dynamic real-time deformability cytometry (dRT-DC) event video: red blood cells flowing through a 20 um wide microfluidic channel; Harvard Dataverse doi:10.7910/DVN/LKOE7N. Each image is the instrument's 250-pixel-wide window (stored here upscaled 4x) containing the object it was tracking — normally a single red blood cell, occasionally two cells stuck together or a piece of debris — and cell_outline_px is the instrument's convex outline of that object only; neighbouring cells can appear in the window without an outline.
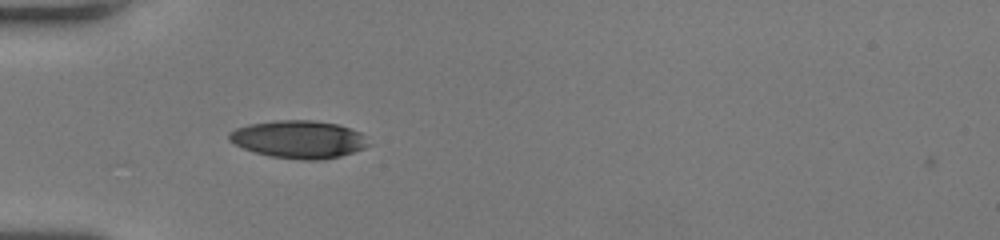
{"species": "human", "species_latin": "Homo sapiens", "temperature_condition": "room temperature", "stored_images_in_passage": 36, "camera_frame_rate_fps": 3000, "um_per_image_px": 0.085, "donor": {"sex": "female"}, "frame": {"image": 1, "passage_image": 1, "time_ms": 0.0, "image_size_px": [1000, 240], "cell_outline_px": [[372, 144], [364, 148], [340, 156], [320, 160], [300, 160], [268, 156], [244, 148], [228, 140], [228, 132], [236, 128], [248, 124], [276, 120], [312, 120], [336, 124], [360, 132]], "centroid_in_image_um": [25.38, 11.84], "position_along_channel_um": 59.6, "area_um2": 30.63}}
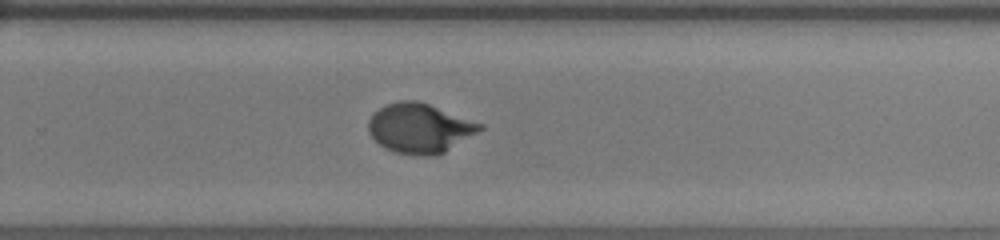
{"frame": {"image": 2, "passage_image": 19, "time_ms": 6.0, "image_size_px": [1000, 240], "cell_outline_px": [[484, 128], [444, 152], [436, 156], [420, 156], [396, 152], [384, 148], [368, 132], [368, 120], [372, 112], [388, 104], [400, 100], [416, 100], [428, 104], [484, 124]], "centroid_in_image_um": [35.65, 10.9], "position_along_channel_um": 294.1, "area_um2": 32.08}}
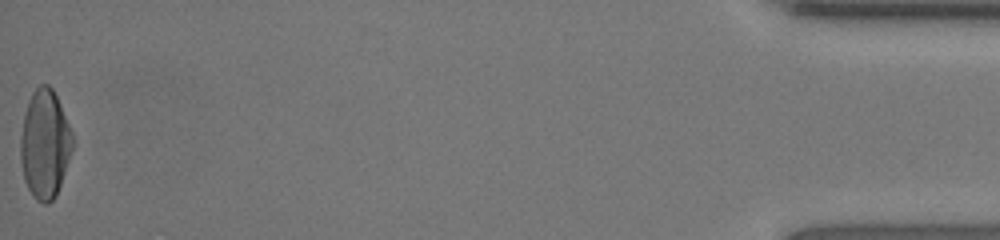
{"frame": {"image": 3, "passage_image": 36, "time_ms": 11.667, "image_size_px": [1000, 240], "cell_outline_px": [[72, 148], [56, 196], [48, 204], [44, 204], [36, 200], [32, 196], [24, 180], [20, 160], [20, 136], [24, 112], [28, 100], [32, 92], [40, 84], [48, 84], [52, 88], [60, 104], [72, 132]], "centroid_in_image_um": [3.78, 12.24], "position_along_channel_um": 431.4, "area_um2": 32.89}, "authors_computed_cell_mechanics": {"area_um2": 31.5299, "velocity_mm_per_s": 4.0554, "shape_relaxation_time_tau1_ms": 3.7109, "shape_relaxation_time_tau2_ms": null, "deformation_change_tau1": 0.2182, "deformation_change_tau2": null}}